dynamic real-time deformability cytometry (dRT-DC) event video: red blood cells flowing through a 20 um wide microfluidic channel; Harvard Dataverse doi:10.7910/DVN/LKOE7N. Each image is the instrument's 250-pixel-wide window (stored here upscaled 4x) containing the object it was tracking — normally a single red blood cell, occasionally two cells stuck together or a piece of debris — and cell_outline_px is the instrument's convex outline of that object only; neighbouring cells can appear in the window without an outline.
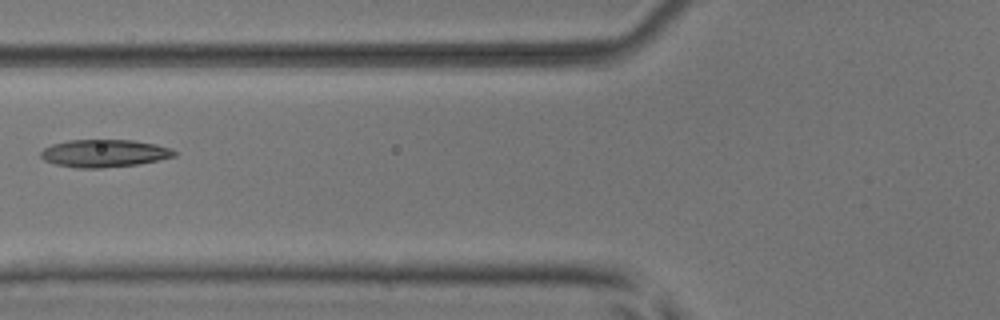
{"species": "common noctule bat (a hibernating species)", "species_latin": "Nyctalus noctula", "temperature_condition": "room temperature", "stored_images_in_passage": 7, "camera_frame_rate_fps": 3000, "um_per_image_px": 0.085, "animal": {"sex": "male", "body_mass_g": 17.9, "forearm_length_mm": 54.2}, "frame": {"image": 1, "passage_image": 6, "time_ms": 1.667, "image_size_px": [1000, 320], "cell_outline_px": [[176, 156], [136, 164], [100, 168], [76, 168], [56, 164], [44, 160], [40, 156], [40, 152], [44, 148], [52, 144], [68, 140], [132, 140], [156, 144], [172, 148], [176, 152]], "centroid_in_image_um": [8.84, 13.02], "position_along_channel_um": 117.0, "area_um2": 21.39}}
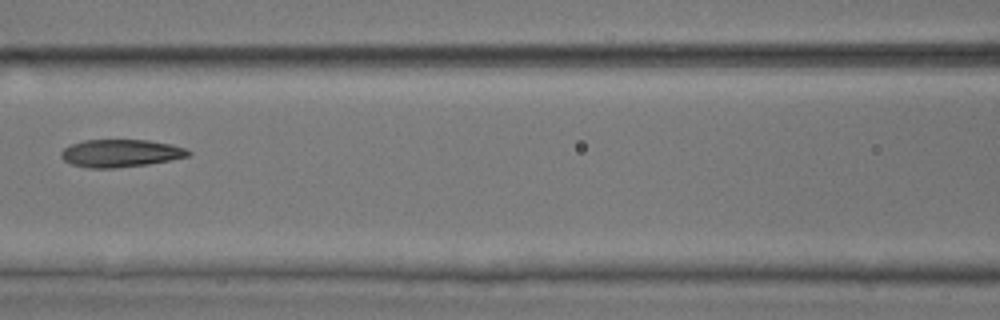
{"frame": {"image": 2, "passage_image": 7, "time_ms": 2.0, "image_size_px": [1000, 320], "cell_outline_px": [[192, 152], [188, 156], [172, 160], [148, 164], [116, 168], [88, 168], [72, 164], [64, 160], [60, 156], [60, 152], [64, 148], [72, 144], [84, 140], [148, 140], [172, 144], [184, 148]], "centroid_in_image_um": [10.25, 13.02], "position_along_channel_um": 156.3, "area_um2": 20.52}}